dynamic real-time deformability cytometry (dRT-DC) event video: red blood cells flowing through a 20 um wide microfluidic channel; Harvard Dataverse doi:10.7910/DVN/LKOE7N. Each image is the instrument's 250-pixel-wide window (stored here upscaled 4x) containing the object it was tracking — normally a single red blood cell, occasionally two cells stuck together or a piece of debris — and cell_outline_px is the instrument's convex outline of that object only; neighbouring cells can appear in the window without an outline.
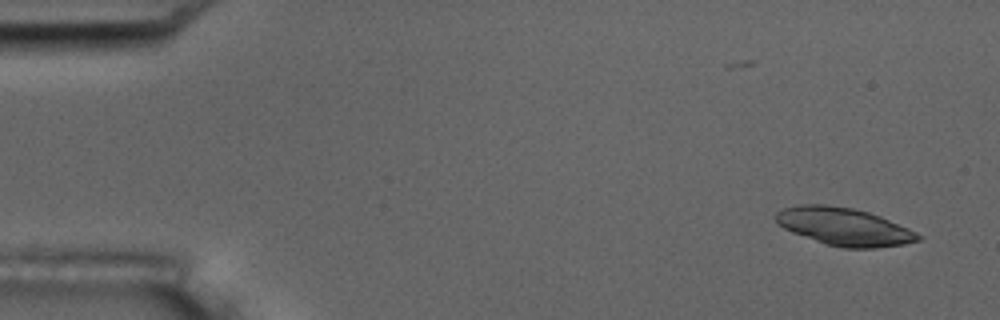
{"species": "common noctule bat (a hibernating species)", "species_latin": "Nyctalus noctula", "temperature_condition": "room temperature", "stored_images_in_passage": 3, "camera_frame_rate_fps": 3000, "um_per_image_px": 0.085, "animal": {"sex": "male", "body_mass_g": 17.5, "forearm_length_mm": 52.3}, "frame": {"image": 1, "passage_image": 3, "time_ms": 2.333, "image_size_px": [1000, 320], "cell_outline_px": [[924, 236], [920, 240], [904, 244], [876, 248], [844, 248], [828, 244], [792, 232], [776, 224], [776, 212], [784, 208], [800, 204], [824, 204], [852, 208], [868, 212], [880, 216], [908, 228]], "centroid_in_image_um": [71.76, 19.26], "position_along_channel_um": 13.2, "area_um2": 31.1}}